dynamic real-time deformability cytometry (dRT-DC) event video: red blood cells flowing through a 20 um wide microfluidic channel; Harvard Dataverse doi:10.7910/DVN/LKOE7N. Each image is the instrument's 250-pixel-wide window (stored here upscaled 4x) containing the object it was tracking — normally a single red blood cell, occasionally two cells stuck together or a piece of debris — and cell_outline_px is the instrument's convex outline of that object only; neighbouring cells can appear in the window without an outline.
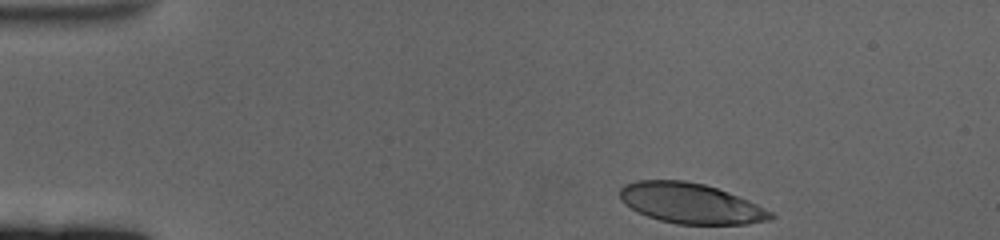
{"species": "human", "species_latin": "Homo sapiens", "temperature_condition": "cold", "stored_images_in_passage": 44, "camera_frame_rate_fps": 3000, "um_per_image_px": 0.085, "donor": {"sex": "female"}, "frame": {"image": 1, "passage_image": 1, "time_ms": 0.0, "image_size_px": [1000, 240], "cell_outline_px": [[776, 216], [772, 220], [744, 224], [676, 224], [660, 220], [648, 216], [624, 204], [620, 200], [620, 188], [624, 184], [636, 180], [684, 180], [704, 184], [728, 192], [748, 200], [772, 212]], "centroid_in_image_um": [58.7, 17.28], "position_along_channel_um": 26.3, "area_um2": 35.37}}
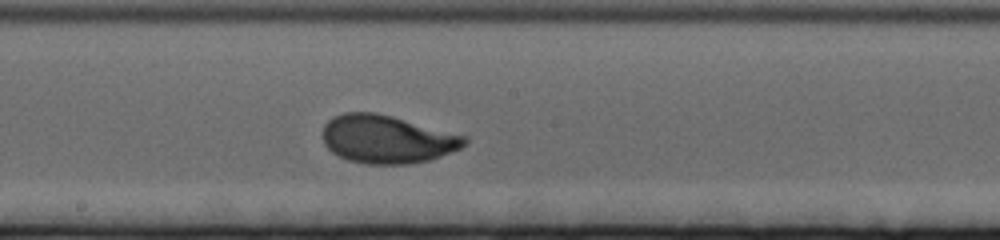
{"frame": {"image": 2, "passage_image": 25, "time_ms": 8.0, "image_size_px": [1000, 240], "cell_outline_px": [[468, 140], [460, 148], [440, 156], [428, 160], [408, 164], [364, 164], [348, 160], [332, 152], [324, 144], [324, 124], [332, 116], [344, 112], [376, 112], [392, 116], [468, 136]], "centroid_in_image_um": [32.89, 11.82], "position_along_channel_um": 215.3, "area_um2": 39.77}}
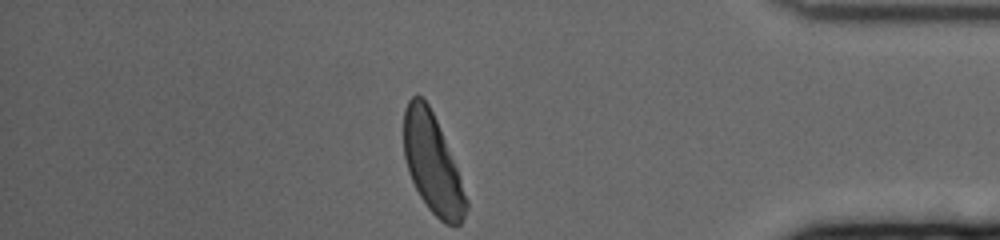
{"frame": {"image": 3, "passage_image": 44, "time_ms": 14.333, "image_size_px": [1000, 240], "cell_outline_px": [[468, 208], [460, 224], [444, 224], [428, 208], [420, 196], [408, 172], [404, 156], [404, 108], [408, 100], [412, 96], [420, 96], [428, 104], [436, 120], [456, 168], [468, 200]], "centroid_in_image_um": [36.74, 13.93], "position_along_channel_um": 398.5, "area_um2": 35.32}, "authors_computed_cell_mechanics": {"area_um2": 37.9168, "velocity_mm_per_s": 3.3463, "shape_relaxation_time_tau1_ms": 3.0012, "shape_relaxation_time_tau2_ms": null, "deformation_change_tau1": 0.1578, "deformation_change_tau2": null}}